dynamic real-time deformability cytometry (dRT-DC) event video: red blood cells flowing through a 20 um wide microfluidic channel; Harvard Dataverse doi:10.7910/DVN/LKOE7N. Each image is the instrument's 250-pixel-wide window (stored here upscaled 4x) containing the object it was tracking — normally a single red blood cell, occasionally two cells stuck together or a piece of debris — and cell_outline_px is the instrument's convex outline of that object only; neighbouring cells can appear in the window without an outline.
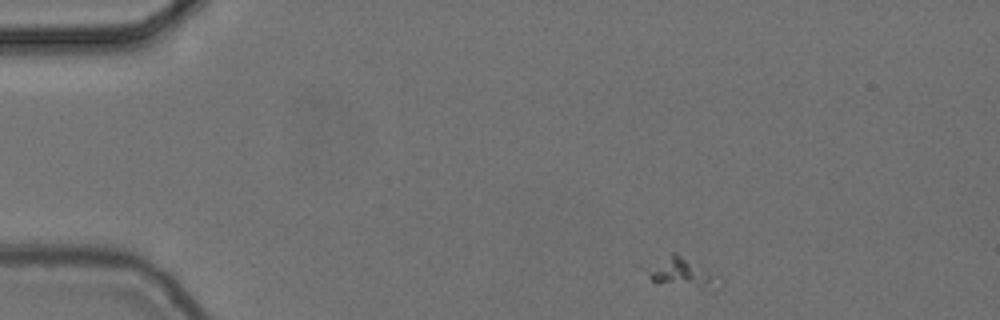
{"species": "common noctule bat (a hibernating species)", "species_latin": "Nyctalus noctula", "temperature_condition": "cold", "stored_images_in_passage": 49, "camera_frame_rate_fps": 3000, "um_per_image_px": 0.085, "animal": {"sex": "female", "body_mass_g": 24.6, "forearm_length_mm": 56.2}, "frame": {"image": 1, "passage_image": 1, "time_ms": 0.0, "image_size_px": [1000, 320], "cell_outline_px": [[708, 280], [656, 284], [632, 260], [672, 252], [676, 252], [708, 276]], "centroid_in_image_um": [56.95, 22.86], "position_along_channel_um": 28.1, "area_um2": 10.81}}
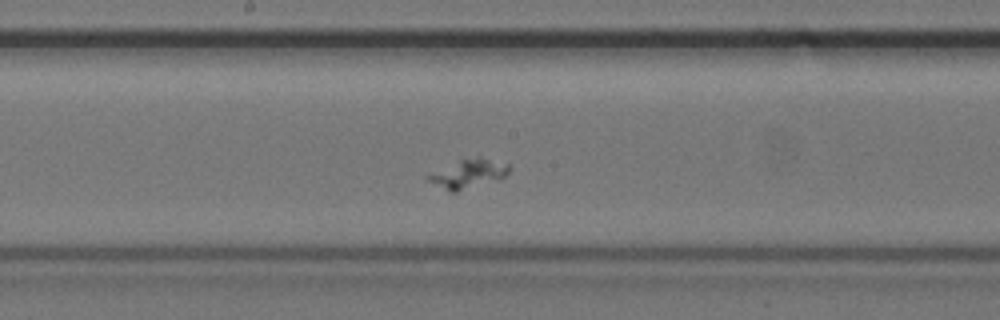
{"frame": {"image": 2, "passage_image": 22, "time_ms": 7.0, "image_size_px": [1000, 320], "cell_outline_px": [[512, 168], [500, 180], [456, 192], [448, 192], [428, 180], [424, 176], [460, 160], [476, 156], [480, 156], [508, 164]], "centroid_in_image_um": [39.84, 14.78], "position_along_channel_um": 208.4, "area_um2": 13.7}}
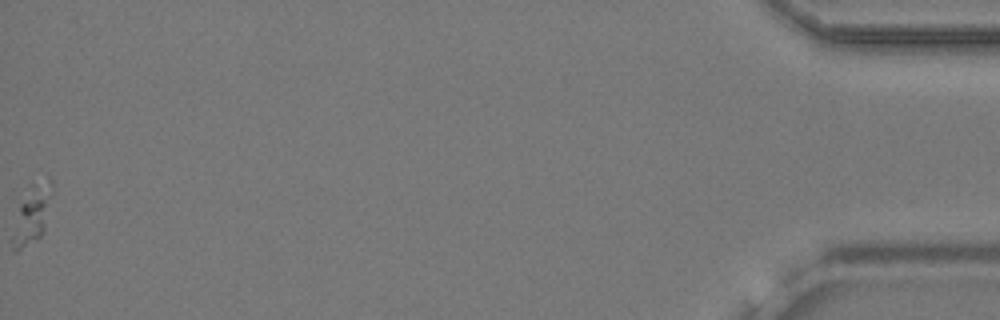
{"frame": {"image": 3, "passage_image": 49, "time_ms": 16.0, "image_size_px": [1000, 320], "cell_outline_px": [[52, 192], [44, 232], [40, 236], [16, 252], [12, 248], [12, 240], [20, 204], [32, 184], [48, 176], [52, 180]], "centroid_in_image_um": [2.78, 18.18], "position_along_channel_um": 432.4, "area_um2": 12.95}}